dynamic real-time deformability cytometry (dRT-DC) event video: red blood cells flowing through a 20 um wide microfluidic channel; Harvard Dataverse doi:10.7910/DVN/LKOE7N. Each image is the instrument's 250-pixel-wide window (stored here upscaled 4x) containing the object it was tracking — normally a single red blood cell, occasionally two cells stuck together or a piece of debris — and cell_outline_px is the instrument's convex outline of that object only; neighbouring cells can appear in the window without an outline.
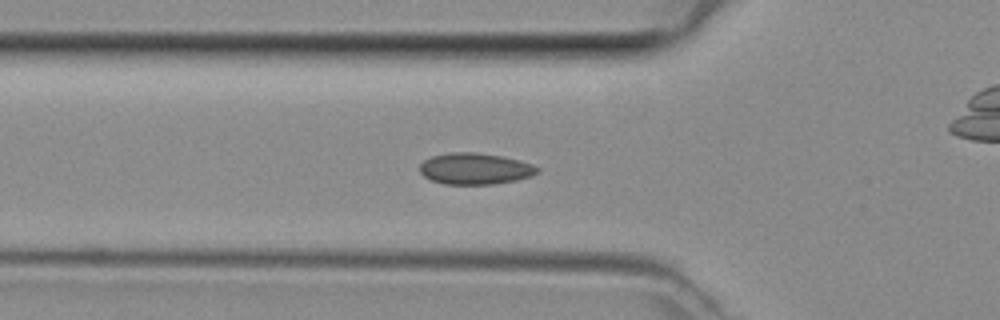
{"species": "common noctule bat (a hibernating species)", "species_latin": "Nyctalus noctula", "temperature_condition": "room temperature", "stored_images_in_passage": 44, "camera_frame_rate_fps": 3000, "um_per_image_px": 0.085, "animal": {"sex": "female", "body_mass_g": 29.2, "forearm_length_mm": 56.3}, "frame": {"image": 1, "passage_image": 15, "time_ms": 4.667, "image_size_px": [1000, 320], "cell_outline_px": [[540, 172], [532, 176], [516, 180], [496, 184], [444, 184], [432, 180], [424, 176], [420, 172], [420, 164], [424, 160], [432, 156], [452, 152], [476, 152], [500, 156], [520, 160], [532, 164], [540, 168]], "centroid_in_image_um": [40.41, 14.34], "position_along_channel_um": 85.4, "area_um2": 21.56}}
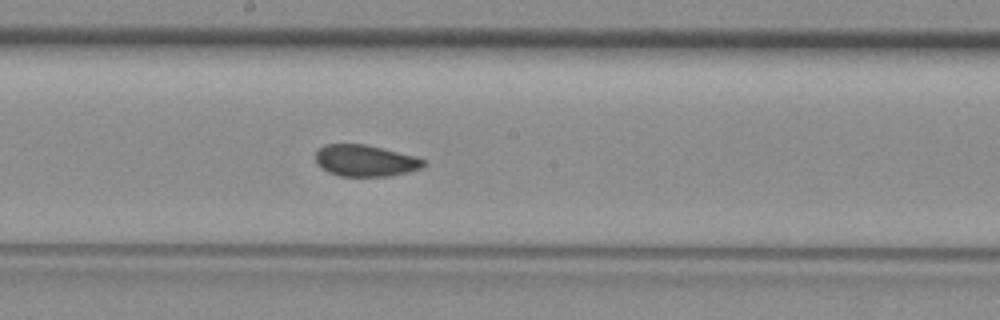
{"frame": {"image": 2, "passage_image": 24, "time_ms": 7.667, "image_size_px": [1000, 320], "cell_outline_px": [[428, 164], [420, 168], [408, 172], [388, 176], [340, 176], [328, 172], [316, 164], [316, 152], [324, 144], [364, 144], [416, 156], [424, 160]], "centroid_in_image_um": [31.05, 13.66], "position_along_channel_um": 217.2, "area_um2": 19.83}}
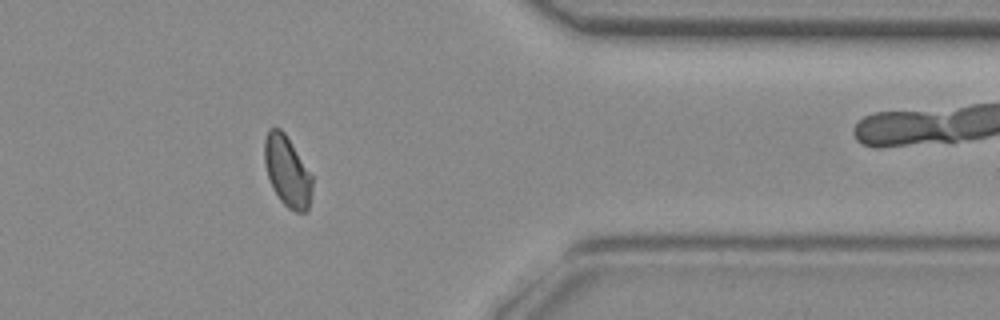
{"frame": {"image": 3, "passage_image": 37, "time_ms": 12.0, "image_size_px": [1000, 320], "cell_outline_px": [[312, 192], [308, 208], [304, 212], [296, 212], [288, 208], [280, 200], [268, 176], [264, 160], [264, 140], [268, 128], [280, 128], [284, 132], [312, 176]], "centroid_in_image_um": [24.41, 14.55], "position_along_channel_um": 387.0, "area_um2": 19.31}}